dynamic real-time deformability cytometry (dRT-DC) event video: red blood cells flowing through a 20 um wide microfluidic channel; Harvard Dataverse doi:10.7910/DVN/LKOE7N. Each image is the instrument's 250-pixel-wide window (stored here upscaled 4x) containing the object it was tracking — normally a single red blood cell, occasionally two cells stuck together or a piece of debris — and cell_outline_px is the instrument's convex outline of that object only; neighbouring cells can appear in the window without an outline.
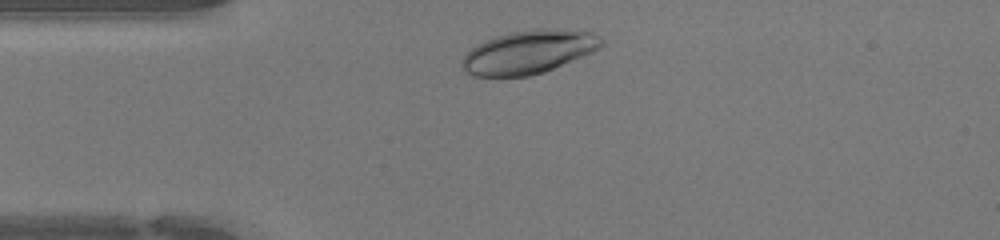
{"species": "human", "species_latin": "Homo sapiens", "temperature_condition": "warm", "stored_images_in_passage": 29, "camera_frame_rate_fps": 3000, "um_per_image_px": 0.085, "donor": {"sex": "female"}, "frame": {"image": 1, "passage_image": 2, "time_ms": 0.333, "image_size_px": [1000, 240], "cell_outline_px": [[604, 44], [600, 48], [592, 52], [544, 72], [528, 76], [472, 76], [460, 64], [460, 60], [476, 44], [484, 40], [508, 32], [536, 28], [560, 28], [592, 32], [600, 36], [604, 40]], "centroid_in_image_um": [44.96, 4.39], "position_along_channel_um": 40.0, "area_um2": 35.49}}
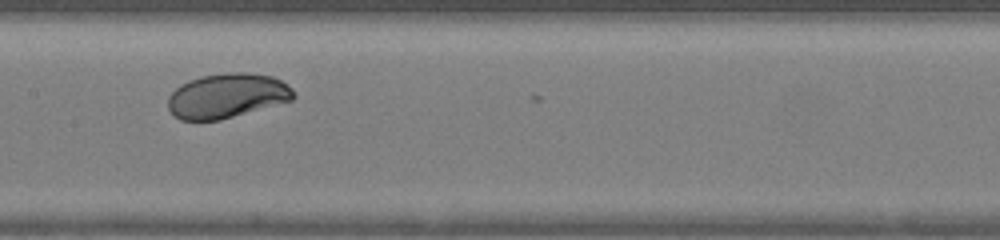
{"frame": {"image": 2, "passage_image": 14, "time_ms": 4.333, "image_size_px": [1000, 240], "cell_outline_px": [[296, 96], [292, 100], [220, 120], [180, 120], [168, 108], [168, 96], [180, 84], [188, 80], [204, 76], [228, 72], [244, 72], [272, 76], [280, 80], [292, 88]], "centroid_in_image_um": [19.29, 8.13], "position_along_channel_um": 188.1, "area_um2": 32.48}}
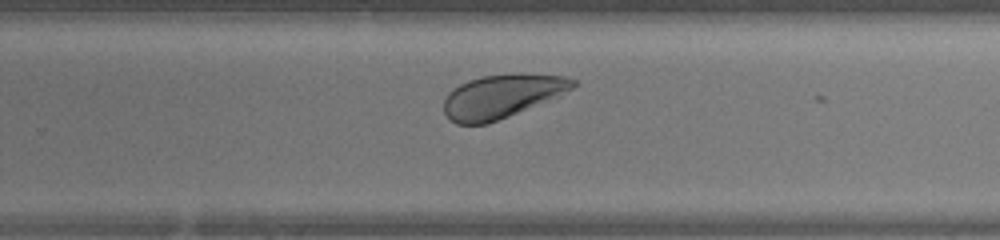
{"frame": {"image": 3, "passage_image": 21, "time_ms": 6.667, "image_size_px": [1000, 240], "cell_outline_px": [[576, 84], [572, 88], [560, 96], [488, 124], [456, 124], [444, 112], [444, 100], [448, 92], [452, 88], [468, 80], [484, 76], [568, 76], [576, 80]], "centroid_in_image_um": [42.62, 8.22], "position_along_channel_um": 287.2, "area_um2": 31.85}, "authors_computed_cell_mechanics": {"area_um2": 33.6396, "velocity_mm_per_s": 4.256, "shape_relaxation_time_tau1_ms": 0.9355, "shape_relaxation_time_tau2_ms": null, "deformation_change_tau1": 0.0732, "deformation_change_tau2": null}}